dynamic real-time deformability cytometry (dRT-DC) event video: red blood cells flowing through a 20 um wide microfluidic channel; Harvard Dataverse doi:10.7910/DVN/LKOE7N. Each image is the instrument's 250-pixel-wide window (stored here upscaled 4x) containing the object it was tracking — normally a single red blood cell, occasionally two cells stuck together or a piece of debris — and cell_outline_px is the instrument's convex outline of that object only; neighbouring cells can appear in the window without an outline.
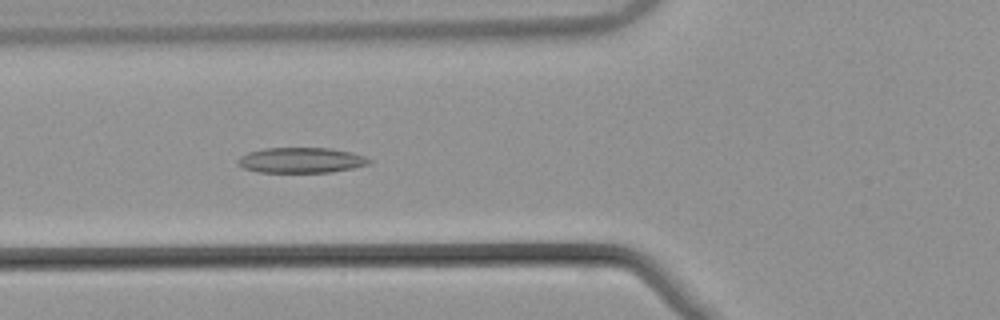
{"species": "common noctule bat (a hibernating species)", "species_latin": "Nyctalus noctula", "temperature_condition": "warm", "stored_images_in_passage": 44, "camera_frame_rate_fps": 3000, "um_per_image_px": 0.085, "animal": {"sex": "male", "body_mass_g": 21.5, "forearm_length_mm": 52.0}, "frame": {"image": 1, "passage_image": 11, "time_ms": 3.333, "image_size_px": [1000, 320], "cell_outline_px": [[372, 160], [368, 164], [352, 168], [332, 172], [260, 172], [244, 168], [236, 164], [236, 160], [240, 156], [248, 152], [264, 148], [328, 148], [348, 152], [364, 156]], "centroid_in_image_um": [25.54, 13.62], "position_along_channel_um": 100.3, "area_um2": 19.31}}
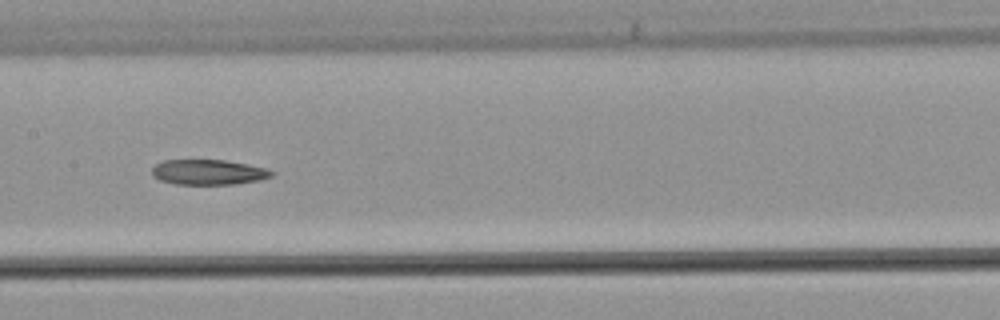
{"frame": {"image": 2, "passage_image": 18, "time_ms": 5.667, "image_size_px": [1000, 320], "cell_outline_px": [[276, 172], [272, 176], [260, 180], [236, 184], [176, 184], [160, 180], [152, 176], [152, 168], [156, 164], [164, 160], [224, 160], [264, 168]], "centroid_in_image_um": [17.7, 14.64], "position_along_channel_um": 189.7, "area_um2": 17.46}}
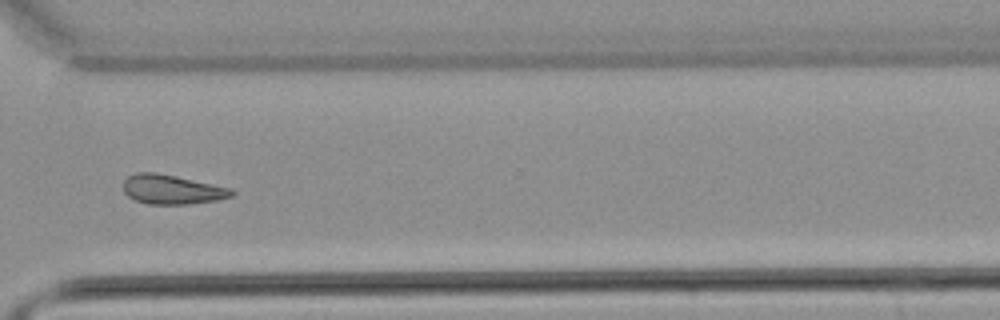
{"frame": {"image": 3, "passage_image": 31, "time_ms": 10.0, "image_size_px": [1000, 320], "cell_outline_px": [[236, 192], [232, 196], [216, 200], [188, 204], [148, 204], [136, 200], [128, 196], [124, 192], [124, 180], [128, 176], [136, 172], [156, 172], [176, 176], [232, 188]], "centroid_in_image_um": [14.62, 16.1], "position_along_channel_um": 356.0, "area_um2": 18.55}}